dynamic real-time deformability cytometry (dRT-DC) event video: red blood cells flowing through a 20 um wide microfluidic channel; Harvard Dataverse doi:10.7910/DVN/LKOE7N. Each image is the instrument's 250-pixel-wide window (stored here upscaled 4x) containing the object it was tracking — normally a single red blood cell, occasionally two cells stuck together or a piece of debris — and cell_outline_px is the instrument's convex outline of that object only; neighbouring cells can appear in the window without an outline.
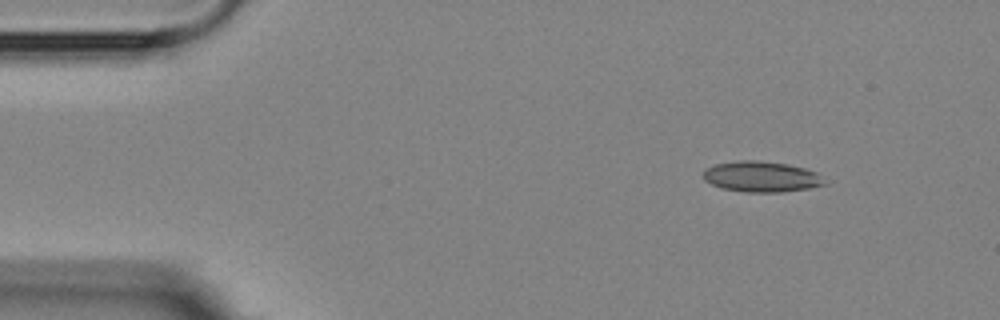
{"species": "Egyptian fruit bat (a non-hibernating species)", "species_latin": "Rousettus aegyptiacus", "temperature_condition": "room temperature", "stored_images_in_passage": 5, "camera_frame_rate_fps": 3000, "um_per_image_px": 0.085, "animal": {"sex": "female"}, "frame": {"image": 1, "passage_image": 1, "time_ms": 0.0, "image_size_px": [1000, 320], "cell_outline_px": [[828, 184], [808, 188], [780, 192], [748, 192], [720, 188], [704, 180], [704, 172], [708, 168], [716, 164], [744, 160], [756, 160], [784, 164], [804, 168], [816, 172]], "centroid_in_image_um": [64.73, 15.03], "position_along_channel_um": 20.3, "area_um2": 21.33}}
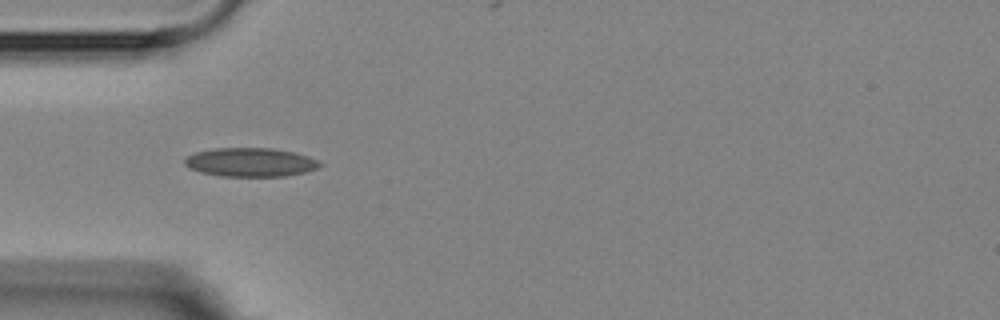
{"frame": {"image": 2, "passage_image": 4, "time_ms": 3.333, "image_size_px": [1000, 320], "cell_outline_px": [[324, 164], [320, 168], [304, 172], [284, 176], [220, 176], [200, 172], [188, 168], [184, 164], [184, 160], [188, 156], [196, 152], [216, 148], [272, 148], [292, 152], [308, 156]], "centroid_in_image_um": [21.29, 13.79], "position_along_channel_um": 63.7, "area_um2": 22.66}}
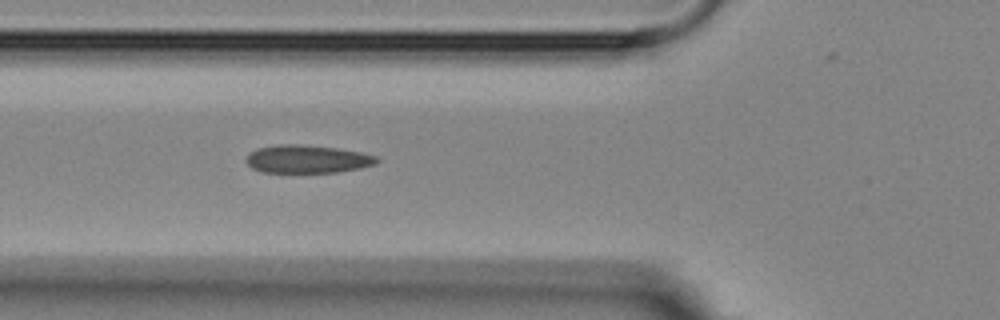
{"frame": {"image": 3, "passage_image": 5, "time_ms": 4.333, "image_size_px": [1000, 320], "cell_outline_px": [[380, 160], [376, 164], [360, 168], [336, 172], [264, 172], [252, 168], [248, 164], [248, 156], [256, 148], [280, 144], [300, 144], [336, 148], [360, 152], [376, 156]], "centroid_in_image_um": [26.15, 13.52], "position_along_channel_um": 99.6, "area_um2": 21.1}}